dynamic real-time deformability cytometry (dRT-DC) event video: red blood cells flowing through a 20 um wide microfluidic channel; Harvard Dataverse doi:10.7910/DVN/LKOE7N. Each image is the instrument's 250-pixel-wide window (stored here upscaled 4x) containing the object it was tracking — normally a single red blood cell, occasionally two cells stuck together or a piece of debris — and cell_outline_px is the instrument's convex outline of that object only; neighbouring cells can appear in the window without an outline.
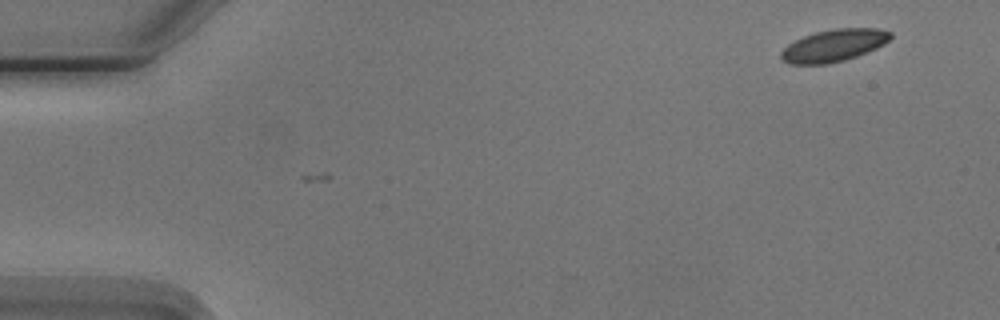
{"species": "Egyptian fruit bat (a non-hibernating species)", "species_latin": "Rousettus aegyptiacus", "temperature_condition": "cold", "stored_images_in_passage": 2, "camera_frame_rate_fps": 3000, "um_per_image_px": 0.085, "animal": {"sex": "male"}, "frame": {"image": 1, "passage_image": 2, "time_ms": 1.333, "image_size_px": [1000, 320], "cell_outline_px": [[892, 36], [884, 44], [876, 48], [856, 56], [844, 60], [828, 64], [788, 64], [780, 60], [780, 52], [788, 44], [804, 36], [816, 32], [832, 28], [876, 28], [892, 32]], "centroid_in_image_um": [70.85, 3.87], "position_along_channel_um": 14.2, "area_um2": 20.58}}